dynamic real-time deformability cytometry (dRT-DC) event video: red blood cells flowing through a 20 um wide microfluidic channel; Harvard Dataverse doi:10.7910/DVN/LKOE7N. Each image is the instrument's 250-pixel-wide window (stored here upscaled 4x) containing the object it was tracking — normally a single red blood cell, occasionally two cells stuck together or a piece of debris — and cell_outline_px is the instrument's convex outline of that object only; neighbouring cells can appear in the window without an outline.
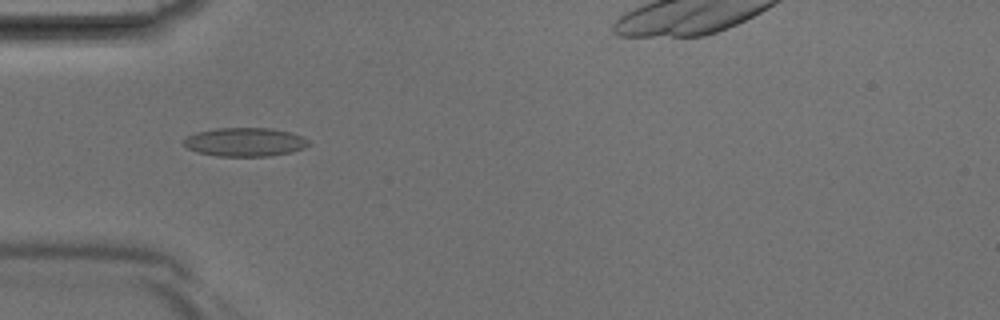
{"species": "Egyptian fruit bat (a non-hibernating species)", "species_latin": "Rousettus aegyptiacus", "temperature_condition": "room temperature", "stored_images_in_passage": 39, "camera_frame_rate_fps": 3000, "um_per_image_px": 0.085, "animal": {"sex": "male"}, "frame": {"image": 1, "passage_image": 10, "time_ms": 3.0, "image_size_px": [1000, 320], "cell_outline_px": [[312, 144], [304, 148], [292, 152], [268, 156], [216, 156], [196, 152], [188, 148], [184, 144], [184, 140], [188, 136], [196, 132], [216, 128], [272, 128], [304, 136], [312, 140]], "centroid_in_image_um": [20.88, 12.07], "position_along_channel_um": 64.1, "area_um2": 21.1}}
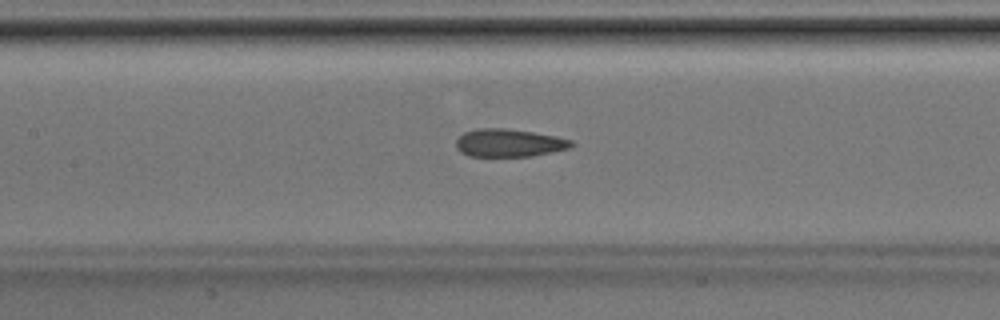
{"frame": {"image": 2, "passage_image": 16, "time_ms": 5.0, "image_size_px": [1000, 320], "cell_outline_px": [[576, 144], [572, 148], [532, 156], [468, 156], [460, 152], [456, 148], [456, 140], [464, 132], [480, 128], [504, 128], [532, 132], [556, 136], [572, 140]], "centroid_in_image_um": [43.29, 12.15], "position_along_channel_um": 164.1, "area_um2": 18.84}}
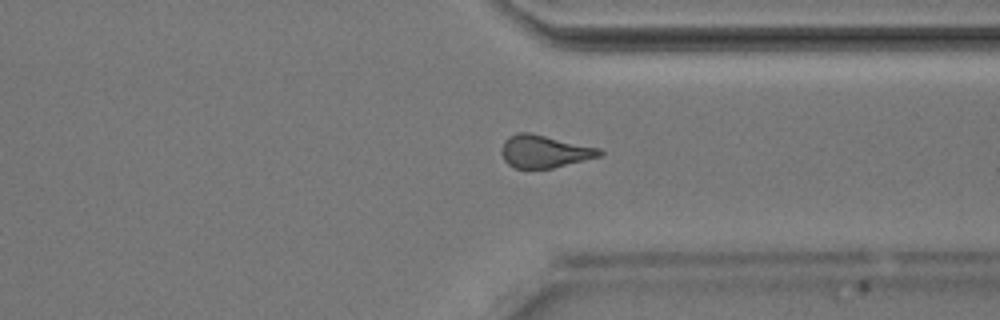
{"frame": {"image": 3, "passage_image": 28, "time_ms": 9.0, "image_size_px": [1000, 320], "cell_outline_px": [[604, 152], [600, 156], [552, 168], [516, 168], [508, 164], [504, 160], [500, 152], [500, 148], [504, 140], [508, 136], [516, 132], [528, 132], [600, 148]], "centroid_in_image_um": [46.22, 12.86], "position_along_channel_um": 365.2, "area_um2": 18.61}}